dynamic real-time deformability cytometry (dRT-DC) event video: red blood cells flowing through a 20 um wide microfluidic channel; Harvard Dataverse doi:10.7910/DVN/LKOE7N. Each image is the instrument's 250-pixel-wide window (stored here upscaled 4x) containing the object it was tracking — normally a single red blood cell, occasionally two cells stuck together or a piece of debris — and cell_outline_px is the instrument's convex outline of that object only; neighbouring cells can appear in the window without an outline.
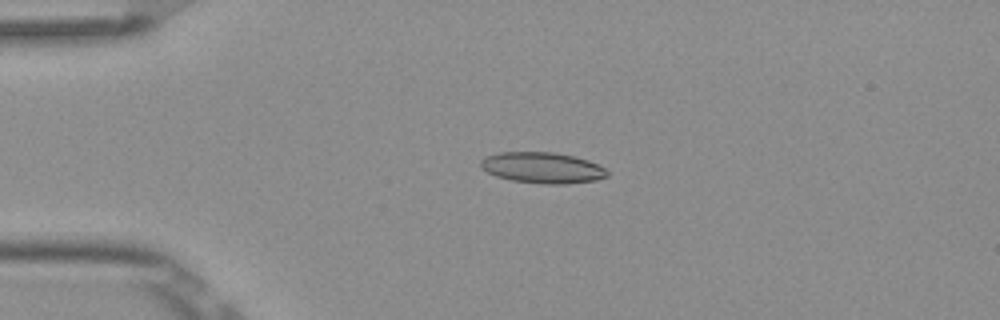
{"species": "Egyptian fruit bat (a non-hibernating species)", "species_latin": "Rousettus aegyptiacus", "temperature_condition": "room temperature", "stored_images_in_passage": 5, "camera_frame_rate_fps": 3000, "um_per_image_px": 0.085, "frame": {"image": 1, "passage_image": 3, "time_ms": 0.667, "image_size_px": [1000, 320], "cell_outline_px": [[608, 176], [596, 180], [568, 184], [544, 184], [512, 180], [496, 176], [480, 168], [480, 160], [488, 156], [500, 152], [552, 152], [576, 156], [588, 160], [604, 168], [608, 172]], "centroid_in_image_um": [46.11, 14.26], "position_along_channel_um": 38.9, "area_um2": 22.83}}
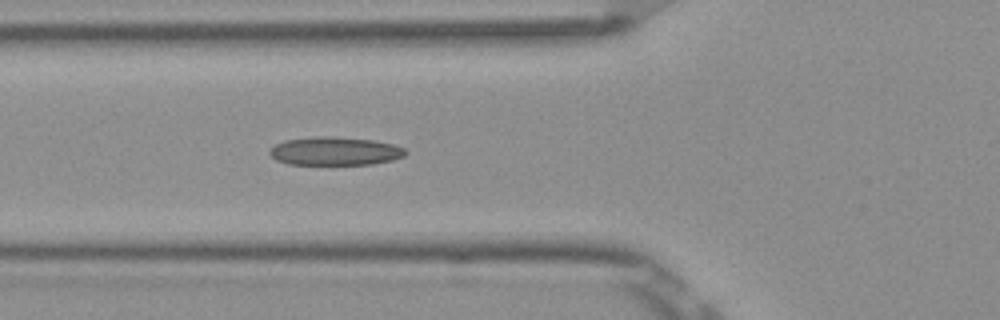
{"frame": {"image": 2, "passage_image": 5, "time_ms": 1.333, "image_size_px": [1000, 320], "cell_outline_px": [[408, 152], [404, 156], [392, 160], [372, 164], [288, 164], [276, 160], [268, 152], [276, 144], [284, 140], [316, 136], [332, 136], [372, 140], [392, 144], [404, 148]], "centroid_in_image_um": [28.47, 12.84], "position_along_channel_um": 97.3, "area_um2": 22.37}}